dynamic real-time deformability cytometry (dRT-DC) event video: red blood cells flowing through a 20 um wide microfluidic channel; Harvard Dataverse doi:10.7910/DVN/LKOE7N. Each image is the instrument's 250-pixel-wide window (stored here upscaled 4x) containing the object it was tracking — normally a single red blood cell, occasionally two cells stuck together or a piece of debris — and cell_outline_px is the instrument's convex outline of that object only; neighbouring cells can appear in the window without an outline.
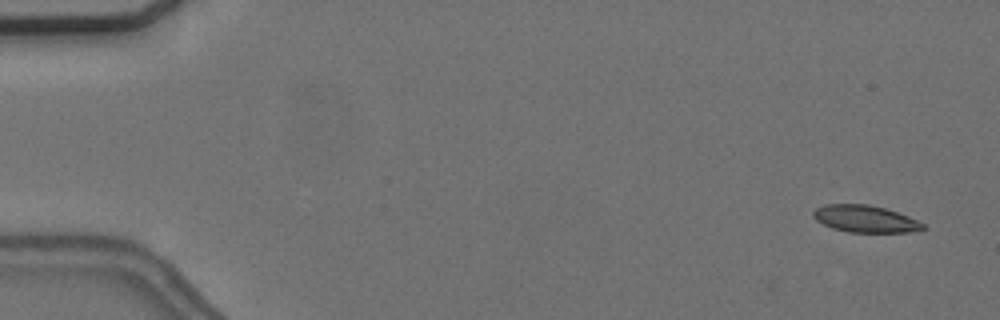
{"species": "common noctule bat (a hibernating species)", "species_latin": "Nyctalus noctula", "temperature_condition": "cold", "stored_images_in_passage": 5, "camera_frame_rate_fps": 3000, "um_per_image_px": 0.085, "animal": {"sex": "female", "body_mass_g": 24.6, "forearm_length_mm": 56.2}, "frame": {"image": 1, "passage_image": 1, "time_ms": 0.0, "image_size_px": [1000, 320], "cell_outline_px": [[928, 228], [908, 232], [848, 232], [832, 228], [816, 220], [812, 216], [812, 212], [816, 208], [824, 204], [868, 204], [884, 208], [908, 216], [924, 224]], "centroid_in_image_um": [73.52, 18.6], "position_along_channel_um": 11.5, "area_um2": 17.22}}
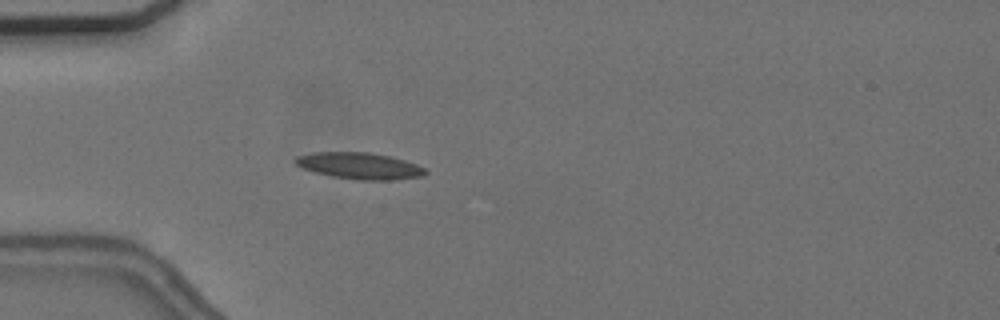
{"frame": {"image": 2, "passage_image": 5, "time_ms": 4.667, "image_size_px": [1000, 320], "cell_outline_px": [[428, 172], [420, 176], [392, 180], [360, 180], [332, 176], [316, 172], [304, 168], [296, 164], [292, 160], [296, 156], [312, 152], [368, 152], [388, 156], [404, 160], [416, 164], [424, 168]], "centroid_in_image_um": [30.53, 14.09], "position_along_channel_um": 54.5, "area_um2": 19.88}}